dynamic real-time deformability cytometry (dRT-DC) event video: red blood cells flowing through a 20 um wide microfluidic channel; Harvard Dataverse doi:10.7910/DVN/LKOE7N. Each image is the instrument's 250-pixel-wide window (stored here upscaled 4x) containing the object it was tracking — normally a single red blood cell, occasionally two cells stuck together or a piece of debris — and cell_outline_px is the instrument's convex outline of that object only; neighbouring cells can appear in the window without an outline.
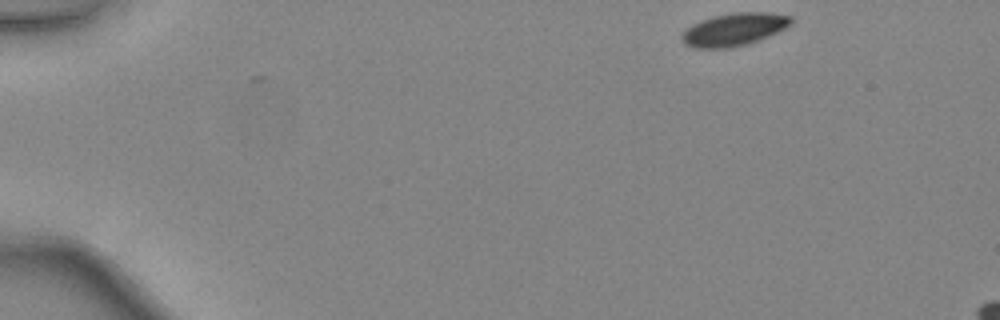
{"species": "common noctule bat (a hibernating species)", "species_latin": "Nyctalus noctula", "temperature_condition": "warm", "stored_images_in_passage": 9, "camera_frame_rate_fps": 3000, "um_per_image_px": 0.085, "animal": {"sex": "female", "body_mass_g": 24.6, "forearm_length_mm": 56.2}, "frame": {"image": 1, "passage_image": 1, "time_ms": 0.0, "image_size_px": [1000, 320], "cell_outline_px": [[792, 24], [768, 36], [732, 48], [692, 48], [684, 44], [680, 40], [680, 36], [684, 28], [692, 24], [712, 16], [732, 12], [764, 12], [792, 16]], "centroid_in_image_um": [62.32, 2.5], "position_along_channel_um": 22.7, "area_um2": 20.92}}